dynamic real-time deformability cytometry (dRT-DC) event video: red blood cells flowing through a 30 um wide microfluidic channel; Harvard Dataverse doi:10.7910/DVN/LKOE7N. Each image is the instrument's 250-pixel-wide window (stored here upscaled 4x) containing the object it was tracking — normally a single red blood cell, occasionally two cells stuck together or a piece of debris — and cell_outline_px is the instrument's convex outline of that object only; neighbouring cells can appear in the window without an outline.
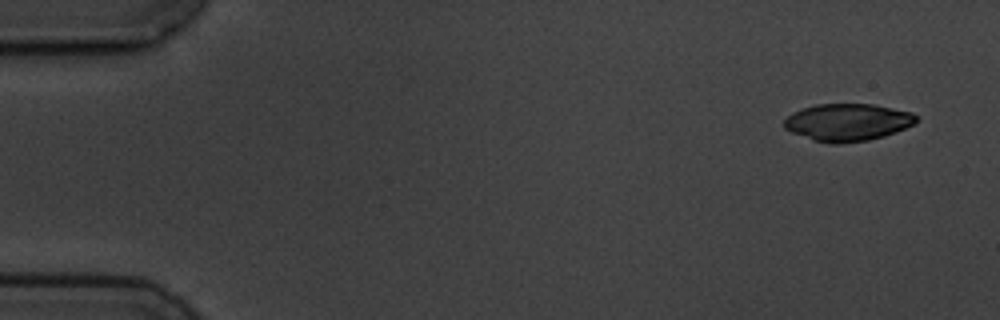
{"species": "common noctule bat (a hibernating species)", "species_latin": "Nyctalus noctula", "temperature_condition": "cold", "stored_images_in_passage": 6, "camera_frame_rate_fps": 3000, "um_per_image_px": 0.085, "animal": {"sex": "male", "body_mass_g": 19.5, "forearm_length_mm": 54.6}, "frame": {"image": 1, "passage_image": 1, "time_ms": 0.0, "image_size_px": [1000, 320], "cell_outline_px": [[916, 120], [912, 124], [896, 132], [884, 136], [868, 140], [840, 144], [832, 144], [812, 140], [792, 132], [784, 128], [784, 120], [792, 112], [816, 104], [872, 104], [912, 112], [916, 116]], "centroid_in_image_um": [72.02, 10.4], "position_along_channel_um": 13.0, "area_um2": 28.61}}